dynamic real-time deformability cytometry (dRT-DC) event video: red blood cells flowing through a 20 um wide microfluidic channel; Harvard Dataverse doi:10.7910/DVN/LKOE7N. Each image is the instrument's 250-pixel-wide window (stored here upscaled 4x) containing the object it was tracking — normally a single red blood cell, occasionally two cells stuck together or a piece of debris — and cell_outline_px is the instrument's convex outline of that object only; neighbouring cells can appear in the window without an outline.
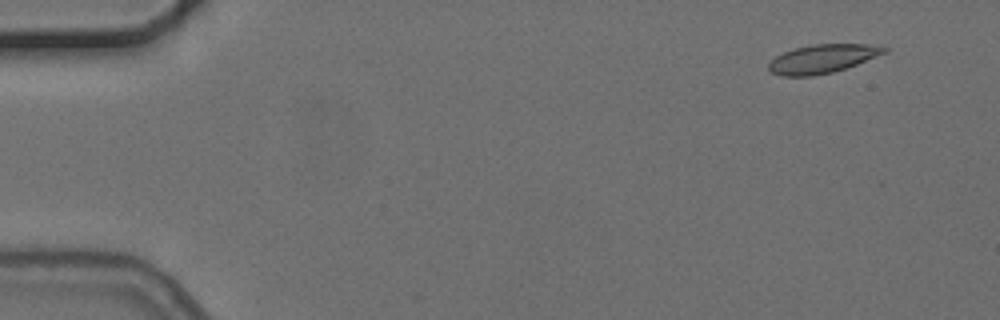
{"species": "common noctule bat (a hibernating species)", "species_latin": "Nyctalus noctula", "temperature_condition": "cold", "stored_images_in_passage": 5, "camera_frame_rate_fps": 3000, "um_per_image_px": 0.085, "animal": {"sex": "female", "body_mass_g": 24.6, "forearm_length_mm": 56.2}, "frame": {"image": 1, "passage_image": 1, "time_ms": 0.0, "image_size_px": [1000, 320], "cell_outline_px": [[888, 52], [856, 64], [832, 72], [812, 76], [780, 76], [772, 72], [768, 68], [768, 64], [776, 56], [784, 52], [796, 48], [812, 44], [868, 44], [888, 48]], "centroid_in_image_um": [69.9, 4.99], "position_along_channel_um": 15.1, "area_um2": 19.07}}
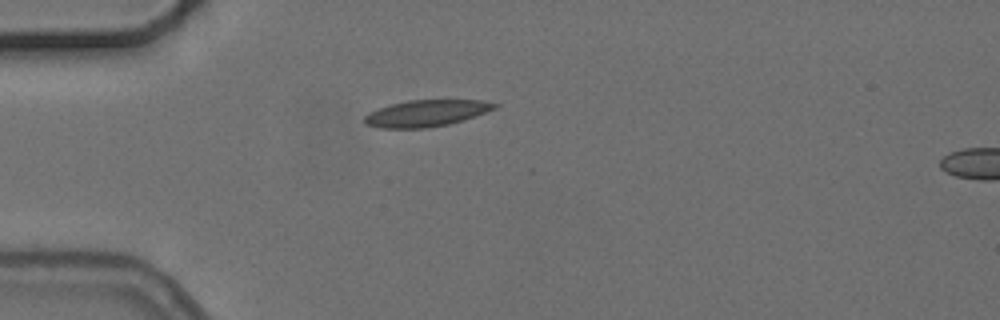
{"frame": {"image": 2, "passage_image": 4, "time_ms": 3.667, "image_size_px": [1000, 320], "cell_outline_px": [[500, 104], [496, 108], [464, 120], [448, 124], [428, 128], [380, 128], [364, 124], [364, 116], [368, 112], [392, 104], [408, 100], [484, 100]], "centroid_in_image_um": [36.24, 9.63], "position_along_channel_um": 48.8, "area_um2": 20.17}}